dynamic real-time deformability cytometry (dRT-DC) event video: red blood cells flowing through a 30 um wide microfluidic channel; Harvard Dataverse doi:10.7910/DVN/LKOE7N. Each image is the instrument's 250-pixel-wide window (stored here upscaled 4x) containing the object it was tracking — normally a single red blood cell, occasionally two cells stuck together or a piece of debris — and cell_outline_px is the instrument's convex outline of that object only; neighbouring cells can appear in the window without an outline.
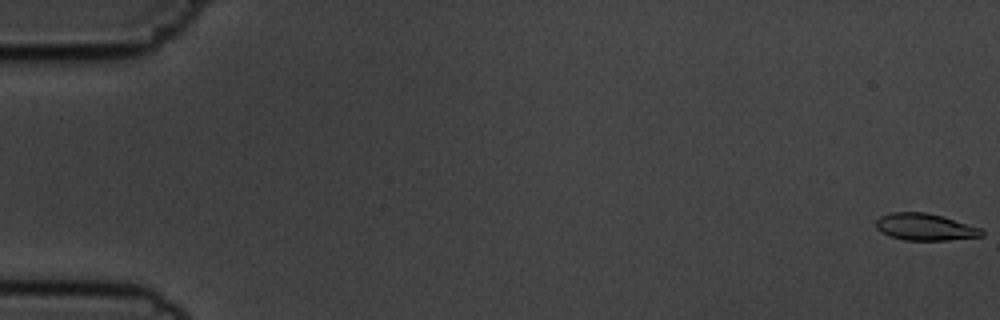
{"species": "common noctule bat (a hibernating species)", "species_latin": "Nyctalus noctula", "temperature_condition": "cold", "stored_images_in_passage": 14, "camera_frame_rate_fps": 3000, "um_per_image_px": 0.085, "animal": {"sex": "male", "body_mass_g": 19.5, "forearm_length_mm": 54.6}, "frame": {"image": 1, "passage_image": 1, "time_ms": 0.0, "image_size_px": [1000, 320], "cell_outline_px": [[984, 236], [948, 240], [904, 240], [888, 236], [880, 232], [876, 228], [876, 220], [880, 216], [892, 212], [928, 212], [944, 216], [980, 228], [984, 232]], "centroid_in_image_um": [78.61, 19.29], "position_along_channel_um": 6.4, "area_um2": 16.76}}